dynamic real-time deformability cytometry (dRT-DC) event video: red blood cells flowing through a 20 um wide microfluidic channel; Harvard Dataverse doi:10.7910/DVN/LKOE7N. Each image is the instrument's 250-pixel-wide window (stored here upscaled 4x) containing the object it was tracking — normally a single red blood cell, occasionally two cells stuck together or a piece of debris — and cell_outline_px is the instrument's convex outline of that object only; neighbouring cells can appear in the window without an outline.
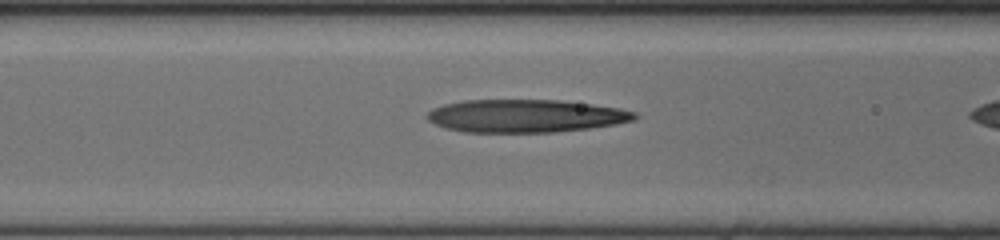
{"species": "human", "species_latin": "Homo sapiens", "temperature_condition": "cold", "stored_images_in_passage": 42, "camera_frame_rate_fps": 3000, "um_per_image_px": 0.085, "donor": {"sex": "female"}, "frame": {"image": 1, "passage_image": 20, "time_ms": 6.333, "image_size_px": [1000, 240], "cell_outline_px": [[640, 116], [636, 120], [616, 124], [592, 128], [556, 132], [464, 132], [444, 128], [428, 120], [424, 116], [432, 108], [444, 104], [464, 100], [560, 100], [592, 104], [620, 108], [636, 112]], "centroid_in_image_um": [44.69, 9.85], "position_along_channel_um": 121.9, "area_um2": 40.17}}
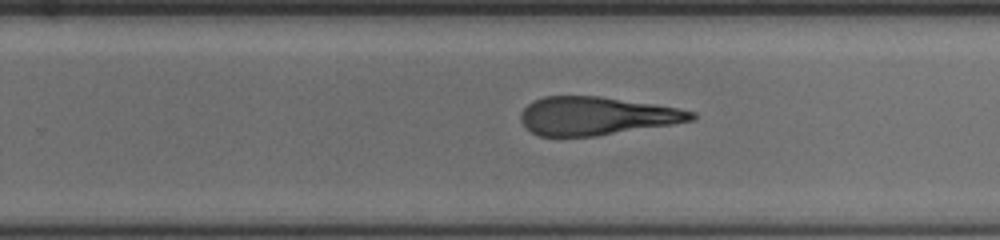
{"frame": {"image": 2, "passage_image": 33, "time_ms": 10.667, "image_size_px": [1000, 240], "cell_outline_px": [[696, 120], [672, 124], [596, 136], [540, 136], [532, 132], [520, 120], [520, 112], [532, 100], [544, 96], [600, 96], [652, 104], [676, 108], [696, 112]], "centroid_in_image_um": [50.68, 9.85], "position_along_channel_um": 279.1, "area_um2": 37.86}}
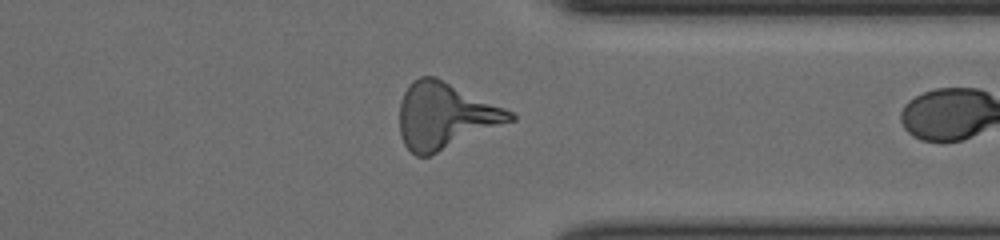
{"frame": {"image": 3, "passage_image": 41, "time_ms": 13.333, "image_size_px": [1000, 240], "cell_outline_px": [[516, 120], [428, 156], [416, 156], [404, 144], [400, 136], [400, 104], [404, 92], [408, 84], [412, 80], [420, 76], [436, 76], [504, 108], [512, 112], [516, 116]], "centroid_in_image_um": [37.82, 9.83], "position_along_channel_um": 373.6, "area_um2": 42.43}}